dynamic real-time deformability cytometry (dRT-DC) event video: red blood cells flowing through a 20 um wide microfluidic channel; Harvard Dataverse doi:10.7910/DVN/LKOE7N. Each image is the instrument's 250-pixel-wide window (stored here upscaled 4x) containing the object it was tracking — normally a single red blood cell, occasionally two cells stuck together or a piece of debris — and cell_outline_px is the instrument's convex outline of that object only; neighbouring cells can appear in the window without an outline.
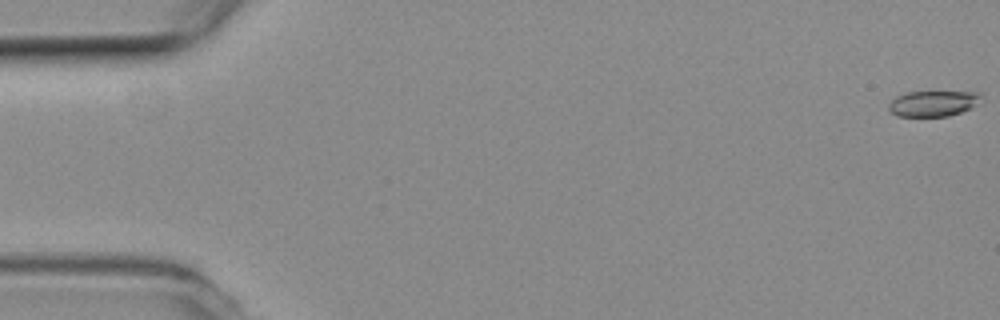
{"species": "common noctule bat (a hibernating species)", "species_latin": "Nyctalus noctula", "temperature_condition": "room temperature", "stored_images_in_passage": 55, "camera_frame_rate_fps": 3000, "um_per_image_px": 0.085, "animal": {"sex": "female", "body_mass_g": 19.3, "forearm_length_mm": 54.1}, "frame": {"image": 1, "passage_image": 1, "time_ms": 0.0, "image_size_px": [1000, 320], "cell_outline_px": [[980, 96], [968, 108], [960, 112], [948, 116], [896, 116], [888, 108], [888, 104], [896, 96], [908, 92], [980, 92]], "centroid_in_image_um": [79.21, 8.79], "position_along_channel_um": 5.8, "area_um2": 13.35}}
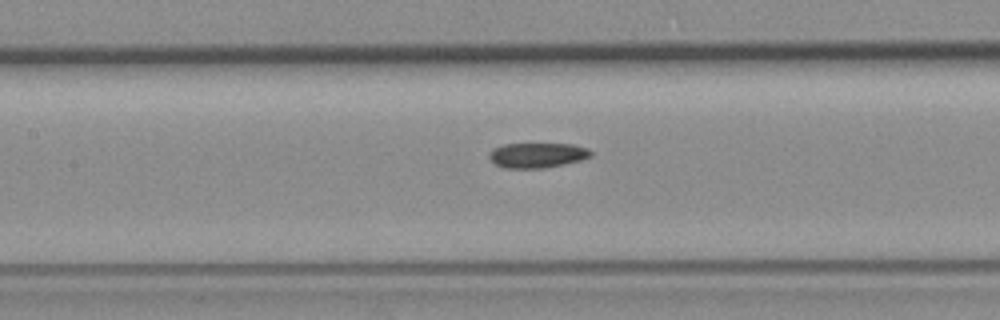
{"frame": {"image": 2, "passage_image": 25, "time_ms": 8.0, "image_size_px": [1000, 320], "cell_outline_px": [[592, 156], [580, 160], [564, 164], [544, 168], [504, 168], [496, 164], [488, 156], [492, 148], [504, 144], [572, 144], [588, 148], [592, 152]], "centroid_in_image_um": [45.67, 13.19], "position_along_channel_um": 161.7, "area_um2": 14.8}}
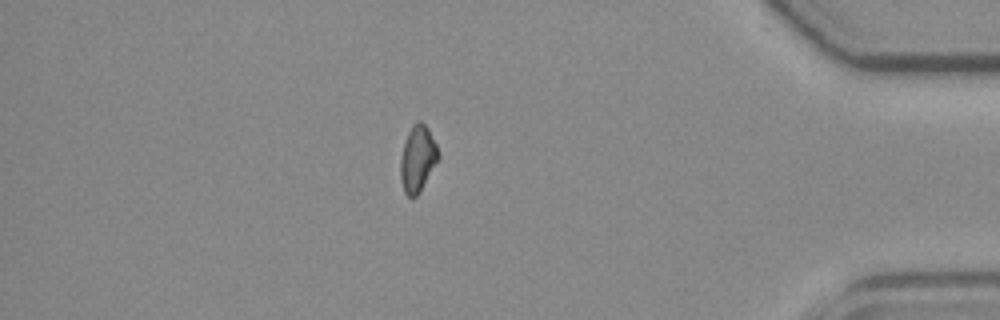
{"frame": {"image": 3, "passage_image": 47, "time_ms": 15.333, "image_size_px": [1000, 320], "cell_outline_px": [[440, 156], [420, 192], [416, 196], [408, 196], [404, 192], [400, 180], [400, 160], [404, 144], [408, 132], [412, 124], [416, 120], [420, 120], [428, 128], [440, 152]], "centroid_in_image_um": [35.5, 13.48], "position_along_channel_um": 399.7, "area_um2": 14.68}}